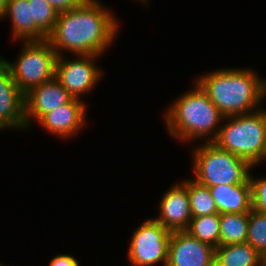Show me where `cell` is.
I'll return each mask as SVG.
<instances>
[{"mask_svg": "<svg viewBox=\"0 0 266 266\" xmlns=\"http://www.w3.org/2000/svg\"><path fill=\"white\" fill-rule=\"evenodd\" d=\"M111 12L99 0H84L79 6L58 14L47 40L58 56L62 50L74 55L101 56L119 29V22Z\"/></svg>", "mask_w": 266, "mask_h": 266, "instance_id": "1", "label": "cell"}, {"mask_svg": "<svg viewBox=\"0 0 266 266\" xmlns=\"http://www.w3.org/2000/svg\"><path fill=\"white\" fill-rule=\"evenodd\" d=\"M195 82L224 117L255 112L266 96V79L252 68L218 69Z\"/></svg>", "mask_w": 266, "mask_h": 266, "instance_id": "2", "label": "cell"}, {"mask_svg": "<svg viewBox=\"0 0 266 266\" xmlns=\"http://www.w3.org/2000/svg\"><path fill=\"white\" fill-rule=\"evenodd\" d=\"M193 90L180 95L166 110L165 123L169 135L180 141L208 138L214 142L224 116L211 102L207 94L195 82Z\"/></svg>", "mask_w": 266, "mask_h": 266, "instance_id": "3", "label": "cell"}, {"mask_svg": "<svg viewBox=\"0 0 266 266\" xmlns=\"http://www.w3.org/2000/svg\"><path fill=\"white\" fill-rule=\"evenodd\" d=\"M228 120V122H227ZM213 142L219 148L257 166L266 160V110L224 117Z\"/></svg>", "mask_w": 266, "mask_h": 266, "instance_id": "4", "label": "cell"}, {"mask_svg": "<svg viewBox=\"0 0 266 266\" xmlns=\"http://www.w3.org/2000/svg\"><path fill=\"white\" fill-rule=\"evenodd\" d=\"M193 150V172L198 183L217 185L251 184L250 169L254 166L213 142H204Z\"/></svg>", "mask_w": 266, "mask_h": 266, "instance_id": "5", "label": "cell"}, {"mask_svg": "<svg viewBox=\"0 0 266 266\" xmlns=\"http://www.w3.org/2000/svg\"><path fill=\"white\" fill-rule=\"evenodd\" d=\"M57 56L47 39L24 41L22 51L14 63L6 59L3 61L10 68L16 85L25 94L55 77Z\"/></svg>", "mask_w": 266, "mask_h": 266, "instance_id": "6", "label": "cell"}, {"mask_svg": "<svg viewBox=\"0 0 266 266\" xmlns=\"http://www.w3.org/2000/svg\"><path fill=\"white\" fill-rule=\"evenodd\" d=\"M171 231L154 218L145 220L133 232L128 249V261L132 266H153L168 258Z\"/></svg>", "mask_w": 266, "mask_h": 266, "instance_id": "7", "label": "cell"}, {"mask_svg": "<svg viewBox=\"0 0 266 266\" xmlns=\"http://www.w3.org/2000/svg\"><path fill=\"white\" fill-rule=\"evenodd\" d=\"M57 56L55 78L73 98L89 93L99 81L102 71L96 66L99 55H76L75 59L67 60Z\"/></svg>", "mask_w": 266, "mask_h": 266, "instance_id": "8", "label": "cell"}, {"mask_svg": "<svg viewBox=\"0 0 266 266\" xmlns=\"http://www.w3.org/2000/svg\"><path fill=\"white\" fill-rule=\"evenodd\" d=\"M215 248L187 231H172L166 266H214Z\"/></svg>", "mask_w": 266, "mask_h": 266, "instance_id": "9", "label": "cell"}, {"mask_svg": "<svg viewBox=\"0 0 266 266\" xmlns=\"http://www.w3.org/2000/svg\"><path fill=\"white\" fill-rule=\"evenodd\" d=\"M27 129L24 93L18 88L10 68L0 63V130Z\"/></svg>", "mask_w": 266, "mask_h": 266, "instance_id": "10", "label": "cell"}, {"mask_svg": "<svg viewBox=\"0 0 266 266\" xmlns=\"http://www.w3.org/2000/svg\"><path fill=\"white\" fill-rule=\"evenodd\" d=\"M24 98L25 121L27 128H29L33 119L38 122L45 114L68 103L73 97L54 77L31 88L24 94Z\"/></svg>", "mask_w": 266, "mask_h": 266, "instance_id": "11", "label": "cell"}, {"mask_svg": "<svg viewBox=\"0 0 266 266\" xmlns=\"http://www.w3.org/2000/svg\"><path fill=\"white\" fill-rule=\"evenodd\" d=\"M82 102L78 98H72L68 103L45 114L37 123L52 135L69 139L85 127L87 108Z\"/></svg>", "mask_w": 266, "mask_h": 266, "instance_id": "12", "label": "cell"}, {"mask_svg": "<svg viewBox=\"0 0 266 266\" xmlns=\"http://www.w3.org/2000/svg\"><path fill=\"white\" fill-rule=\"evenodd\" d=\"M160 214L154 218L169 231H183L192 219L187 188L180 184L172 185L160 200Z\"/></svg>", "mask_w": 266, "mask_h": 266, "instance_id": "13", "label": "cell"}, {"mask_svg": "<svg viewBox=\"0 0 266 266\" xmlns=\"http://www.w3.org/2000/svg\"><path fill=\"white\" fill-rule=\"evenodd\" d=\"M219 214L249 213L252 209L251 184H230L209 187Z\"/></svg>", "mask_w": 266, "mask_h": 266, "instance_id": "14", "label": "cell"}, {"mask_svg": "<svg viewBox=\"0 0 266 266\" xmlns=\"http://www.w3.org/2000/svg\"><path fill=\"white\" fill-rule=\"evenodd\" d=\"M214 266H264V257L248 243L221 245Z\"/></svg>", "mask_w": 266, "mask_h": 266, "instance_id": "15", "label": "cell"}, {"mask_svg": "<svg viewBox=\"0 0 266 266\" xmlns=\"http://www.w3.org/2000/svg\"><path fill=\"white\" fill-rule=\"evenodd\" d=\"M10 17L12 36L16 41H32V3L29 0H9L4 17Z\"/></svg>", "mask_w": 266, "mask_h": 266, "instance_id": "16", "label": "cell"}, {"mask_svg": "<svg viewBox=\"0 0 266 266\" xmlns=\"http://www.w3.org/2000/svg\"><path fill=\"white\" fill-rule=\"evenodd\" d=\"M29 3H32V41L46 40L59 13L46 0H29Z\"/></svg>", "mask_w": 266, "mask_h": 266, "instance_id": "17", "label": "cell"}, {"mask_svg": "<svg viewBox=\"0 0 266 266\" xmlns=\"http://www.w3.org/2000/svg\"><path fill=\"white\" fill-rule=\"evenodd\" d=\"M249 213L220 214V246L246 243Z\"/></svg>", "mask_w": 266, "mask_h": 266, "instance_id": "18", "label": "cell"}, {"mask_svg": "<svg viewBox=\"0 0 266 266\" xmlns=\"http://www.w3.org/2000/svg\"><path fill=\"white\" fill-rule=\"evenodd\" d=\"M185 231L216 249L220 246V214L192 217Z\"/></svg>", "mask_w": 266, "mask_h": 266, "instance_id": "19", "label": "cell"}, {"mask_svg": "<svg viewBox=\"0 0 266 266\" xmlns=\"http://www.w3.org/2000/svg\"><path fill=\"white\" fill-rule=\"evenodd\" d=\"M182 184L187 188L192 217L217 214L218 210L208 186L194 179H186Z\"/></svg>", "mask_w": 266, "mask_h": 266, "instance_id": "20", "label": "cell"}, {"mask_svg": "<svg viewBox=\"0 0 266 266\" xmlns=\"http://www.w3.org/2000/svg\"><path fill=\"white\" fill-rule=\"evenodd\" d=\"M246 243L266 256V214L251 209Z\"/></svg>", "mask_w": 266, "mask_h": 266, "instance_id": "21", "label": "cell"}, {"mask_svg": "<svg viewBox=\"0 0 266 266\" xmlns=\"http://www.w3.org/2000/svg\"><path fill=\"white\" fill-rule=\"evenodd\" d=\"M252 186V209L266 214V177L255 179L250 175Z\"/></svg>", "mask_w": 266, "mask_h": 266, "instance_id": "22", "label": "cell"}, {"mask_svg": "<svg viewBox=\"0 0 266 266\" xmlns=\"http://www.w3.org/2000/svg\"><path fill=\"white\" fill-rule=\"evenodd\" d=\"M55 10L60 13L79 6L84 0H46Z\"/></svg>", "mask_w": 266, "mask_h": 266, "instance_id": "23", "label": "cell"}, {"mask_svg": "<svg viewBox=\"0 0 266 266\" xmlns=\"http://www.w3.org/2000/svg\"><path fill=\"white\" fill-rule=\"evenodd\" d=\"M49 266H79V262L69 254H59L50 260Z\"/></svg>", "mask_w": 266, "mask_h": 266, "instance_id": "24", "label": "cell"}, {"mask_svg": "<svg viewBox=\"0 0 266 266\" xmlns=\"http://www.w3.org/2000/svg\"><path fill=\"white\" fill-rule=\"evenodd\" d=\"M8 1L9 0H0V18L5 13Z\"/></svg>", "mask_w": 266, "mask_h": 266, "instance_id": "25", "label": "cell"}, {"mask_svg": "<svg viewBox=\"0 0 266 266\" xmlns=\"http://www.w3.org/2000/svg\"><path fill=\"white\" fill-rule=\"evenodd\" d=\"M139 1H141V2H143V3H145V4H147L148 3V0H138V2ZM147 2V3H146Z\"/></svg>", "mask_w": 266, "mask_h": 266, "instance_id": "26", "label": "cell"}, {"mask_svg": "<svg viewBox=\"0 0 266 266\" xmlns=\"http://www.w3.org/2000/svg\"><path fill=\"white\" fill-rule=\"evenodd\" d=\"M264 266H266V256L264 257Z\"/></svg>", "mask_w": 266, "mask_h": 266, "instance_id": "27", "label": "cell"}, {"mask_svg": "<svg viewBox=\"0 0 266 266\" xmlns=\"http://www.w3.org/2000/svg\"><path fill=\"white\" fill-rule=\"evenodd\" d=\"M3 59H4V58H2V57L0 56V63L3 61Z\"/></svg>", "mask_w": 266, "mask_h": 266, "instance_id": "28", "label": "cell"}]
</instances>
